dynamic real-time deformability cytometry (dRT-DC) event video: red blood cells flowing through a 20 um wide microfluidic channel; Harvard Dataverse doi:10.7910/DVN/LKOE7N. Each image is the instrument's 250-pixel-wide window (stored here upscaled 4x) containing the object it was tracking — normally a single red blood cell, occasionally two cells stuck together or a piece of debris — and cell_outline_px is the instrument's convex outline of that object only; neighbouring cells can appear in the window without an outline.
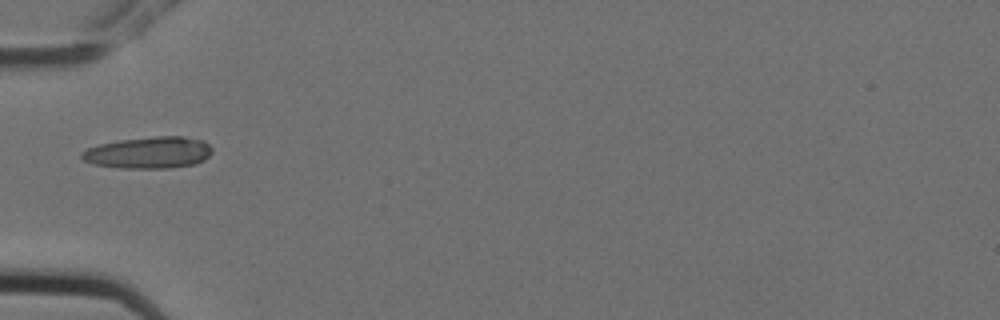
{"species": "Egyptian fruit bat (a non-hibernating species)", "species_latin": "Rousettus aegyptiacus", "temperature_condition": "cold", "stored_images_in_passage": 1, "camera_frame_rate_fps": 3000, "um_per_image_px": 0.085, "animal": {"sex": "female"}, "frame": {"image": 1, "passage_image": 1, "time_ms": 0.0, "image_size_px": [1000, 320], "cell_outline_px": [[212, 152], [204, 160], [196, 164], [168, 168], [120, 168], [92, 164], [84, 160], [80, 156], [80, 152], [88, 148], [100, 144], [120, 140], [156, 136], [184, 136], [204, 140], [212, 148]], "centroid_in_image_um": [12.65, 12.97], "position_along_channel_um": 72.3, "area_um2": 24.22}}